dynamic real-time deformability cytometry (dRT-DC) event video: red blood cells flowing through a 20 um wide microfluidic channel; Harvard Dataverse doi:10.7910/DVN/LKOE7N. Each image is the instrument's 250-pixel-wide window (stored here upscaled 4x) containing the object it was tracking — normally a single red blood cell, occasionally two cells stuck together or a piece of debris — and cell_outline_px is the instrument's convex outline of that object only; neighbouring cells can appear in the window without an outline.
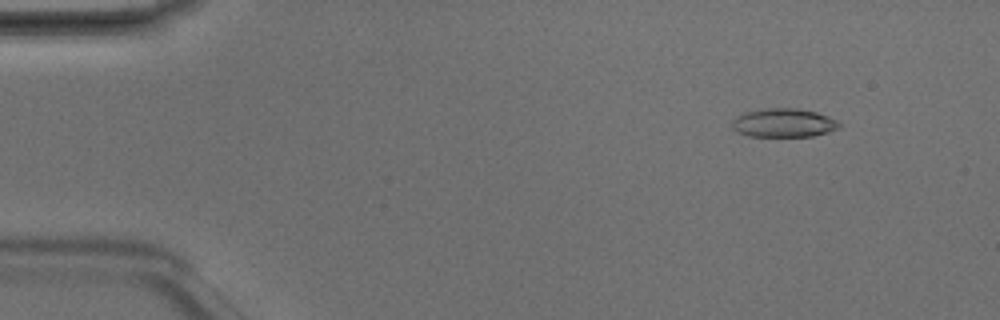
{"species": "Egyptian fruit bat (a non-hibernating species)", "species_latin": "Rousettus aegyptiacus", "temperature_condition": "room temperature", "stored_images_in_passage": 4, "camera_frame_rate_fps": 3000, "um_per_image_px": 0.085, "animal": {"sex": "male"}, "frame": {"image": 1, "passage_image": 1, "time_ms": 0.0, "image_size_px": [1000, 320], "cell_outline_px": [[840, 124], [836, 128], [828, 132], [812, 136], [748, 136], [736, 132], [732, 128], [732, 120], [736, 116], [744, 112], [764, 108], [800, 108], [816, 112], [828, 116], [836, 120]], "centroid_in_image_um": [66.56, 10.43], "position_along_channel_um": 18.4, "area_um2": 17.98}}
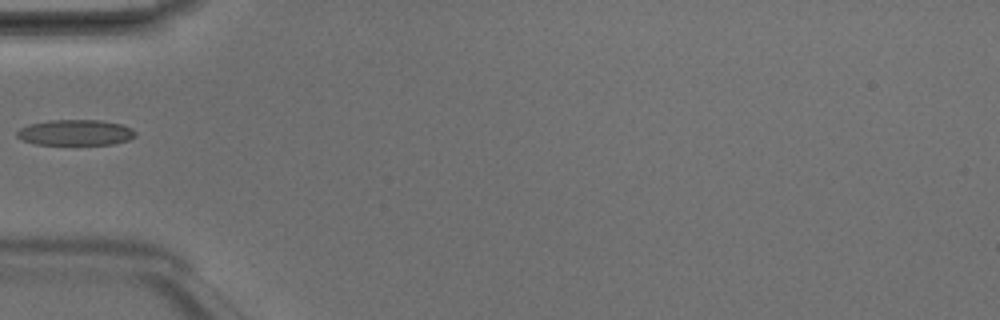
{"frame": {"image": 2, "passage_image": 4, "time_ms": 1.0, "image_size_px": [1000, 320], "cell_outline_px": [[136, 136], [128, 140], [112, 144], [36, 144], [20, 140], [16, 136], [16, 132], [20, 128], [28, 124], [48, 120], [100, 120], [124, 124], [132, 128], [136, 132]], "centroid_in_image_um": [6.41, 11.26], "position_along_channel_um": 78.6, "area_um2": 17.92}}